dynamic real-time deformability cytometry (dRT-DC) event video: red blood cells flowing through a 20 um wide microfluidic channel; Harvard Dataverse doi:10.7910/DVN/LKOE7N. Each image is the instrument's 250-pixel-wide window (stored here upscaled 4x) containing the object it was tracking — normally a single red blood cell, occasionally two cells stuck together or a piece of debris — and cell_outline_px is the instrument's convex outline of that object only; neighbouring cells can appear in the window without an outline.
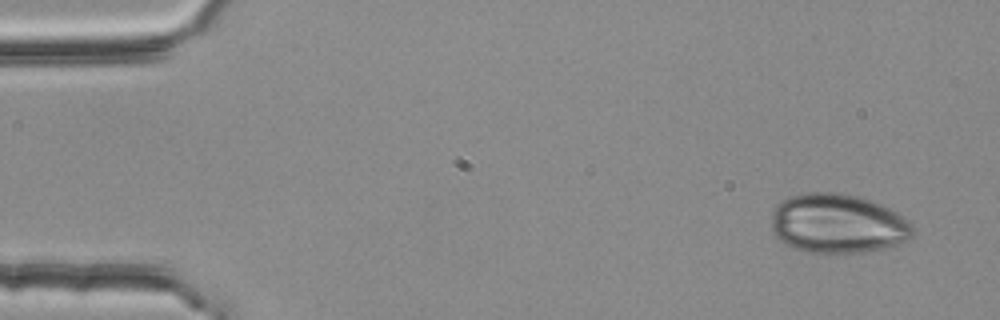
{"species": "common noctule bat (a hibernating species)", "species_latin": "Nyctalus noctula", "temperature_condition": "room temperature", "stored_images_in_passage": 3, "camera_frame_rate_fps": 3000, "um_per_image_px": 0.085, "animal": {"sex": "female", "body_mass_g": 25.1}, "frame": {"image": 1, "passage_image": 1, "time_ms": 0.0, "image_size_px": [1000, 320], "cell_outline_px": [[916, 232], [908, 240], [884, 248], [864, 252], [808, 252], [792, 248], [780, 240], [772, 232], [772, 212], [776, 204], [788, 196], [808, 192], [840, 192], [860, 196], [872, 200], [904, 216], [912, 224]], "centroid_in_image_um": [71.21, 18.99], "position_along_channel_um": 13.8, "area_um2": 49.36}}